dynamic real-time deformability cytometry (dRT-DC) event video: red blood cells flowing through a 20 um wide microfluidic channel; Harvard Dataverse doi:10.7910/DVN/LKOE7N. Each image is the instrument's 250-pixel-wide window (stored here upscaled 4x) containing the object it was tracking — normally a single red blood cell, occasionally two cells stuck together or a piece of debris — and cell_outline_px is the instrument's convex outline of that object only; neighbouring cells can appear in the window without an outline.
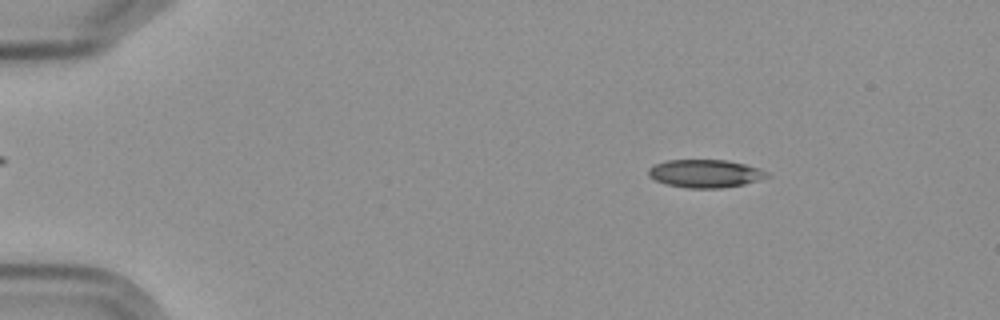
{"species": "Egyptian fruit bat (a non-hibernating species)", "species_latin": "Rousettus aegyptiacus", "temperature_condition": "cold", "stored_images_in_passage": 9, "camera_frame_rate_fps": 3000, "um_per_image_px": 0.085, "frame": {"image": 1, "passage_image": 2, "time_ms": 1.333, "image_size_px": [1000, 320], "cell_outline_px": [[768, 176], [744, 184], [720, 188], [688, 188], [668, 184], [656, 180], [648, 176], [648, 168], [656, 164], [668, 160], [724, 160], [744, 164], [760, 168], [768, 172]], "centroid_in_image_um": [59.93, 14.75], "position_along_channel_um": 25.1, "area_um2": 19.07}}
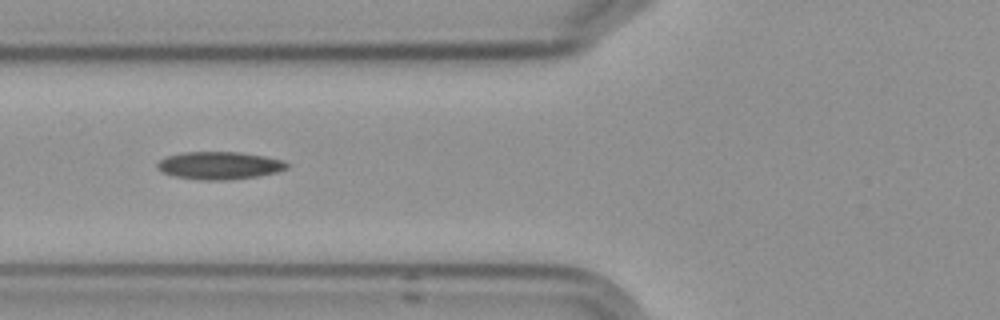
{"frame": {"image": 2, "passage_image": 6, "time_ms": 6.0, "image_size_px": [1000, 320], "cell_outline_px": [[288, 168], [276, 172], [256, 176], [224, 180], [204, 180], [176, 176], [164, 172], [156, 168], [156, 164], [160, 160], [168, 156], [184, 152], [240, 152], [264, 156], [280, 160], [288, 164]], "centroid_in_image_um": [18.63, 14.06], "position_along_channel_um": 107.2, "area_um2": 20.52}}
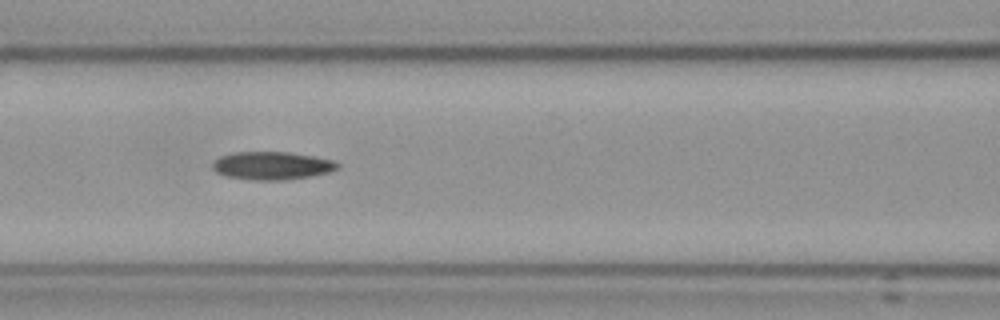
{"frame": {"image": 3, "passage_image": 7, "time_ms": 7.0, "image_size_px": [1000, 320], "cell_outline_px": [[340, 168], [328, 172], [308, 176], [284, 180], [256, 180], [228, 176], [216, 172], [212, 168], [212, 164], [220, 156], [236, 152], [288, 152], [312, 156], [332, 160], [340, 164]], "centroid_in_image_um": [23.12, 14.07], "position_along_channel_um": 143.5, "area_um2": 20.11}}